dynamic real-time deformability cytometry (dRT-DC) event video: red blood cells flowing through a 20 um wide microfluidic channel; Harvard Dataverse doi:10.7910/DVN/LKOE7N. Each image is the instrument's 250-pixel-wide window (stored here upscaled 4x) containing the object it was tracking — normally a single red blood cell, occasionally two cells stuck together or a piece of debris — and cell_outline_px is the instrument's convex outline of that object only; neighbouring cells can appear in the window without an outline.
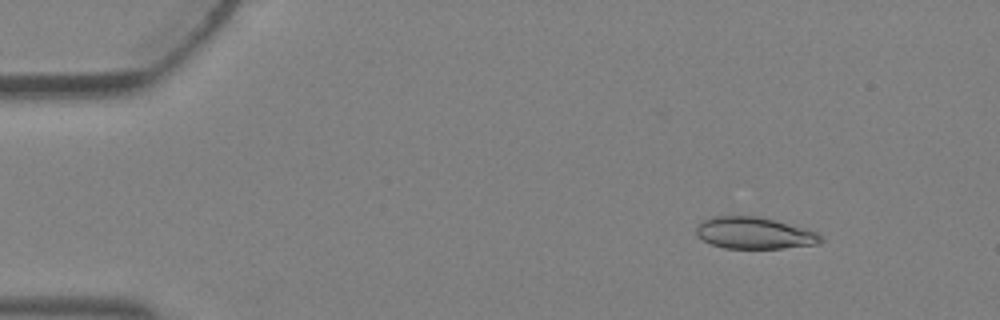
{"species": "Egyptian fruit bat (a non-hibernating species)", "species_latin": "Rousettus aegyptiacus", "temperature_condition": "warm", "stored_images_in_passage": 3, "camera_frame_rate_fps": 3000, "um_per_image_px": 0.085, "animal": {"sex": "female"}, "frame": {"image": 1, "passage_image": 1, "time_ms": 0.0, "image_size_px": [1000, 320], "cell_outline_px": [[824, 240], [820, 244], [780, 248], [724, 248], [712, 244], [696, 236], [696, 228], [700, 220], [712, 216], [760, 216], [804, 228], [816, 232], [824, 236]], "centroid_in_image_um": [64.11, 19.8], "position_along_channel_um": 20.9, "area_um2": 23.18}}